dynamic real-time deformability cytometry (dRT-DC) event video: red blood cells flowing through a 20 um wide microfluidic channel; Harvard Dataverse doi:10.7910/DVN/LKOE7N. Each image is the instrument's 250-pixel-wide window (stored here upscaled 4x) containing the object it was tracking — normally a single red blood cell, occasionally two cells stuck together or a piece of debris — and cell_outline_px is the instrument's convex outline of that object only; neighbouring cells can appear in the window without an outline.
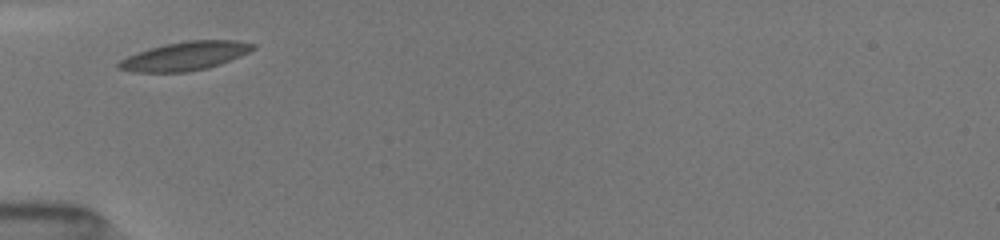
{"species": "common noctule bat (a hibernating species)", "species_latin": "Nyctalus noctula", "temperature_condition": "room temperature", "stored_images_in_passage": 23, "camera_frame_rate_fps": 3000, "um_per_image_px": 0.085, "animal": {"sex": "female", "body_mass_g": 19.5, "forearm_length_mm": 54.1}, "frame": {"image": 1, "passage_image": 1, "time_ms": 0.0, "image_size_px": [1000, 240], "cell_outline_px": [[256, 48], [240, 56], [220, 64], [208, 68], [188, 72], [132, 72], [116, 68], [116, 64], [120, 60], [128, 56], [164, 44], [188, 40], [236, 40], [256, 44]], "centroid_in_image_um": [15.74, 4.77], "position_along_channel_um": 69.3, "area_um2": 22.37}}
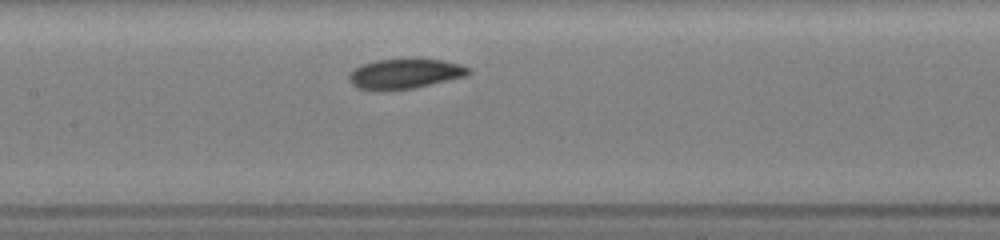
{"frame": {"image": 2, "passage_image": 6, "time_ms": 2.667, "image_size_px": [1000, 240], "cell_outline_px": [[472, 72], [468, 76], [416, 88], [384, 92], [380, 92], [356, 88], [348, 80], [348, 76], [360, 64], [376, 60], [416, 56], [444, 60], [460, 64], [472, 68]], "centroid_in_image_um": [34.45, 6.25], "position_along_channel_um": 172.9, "area_um2": 22.25}}
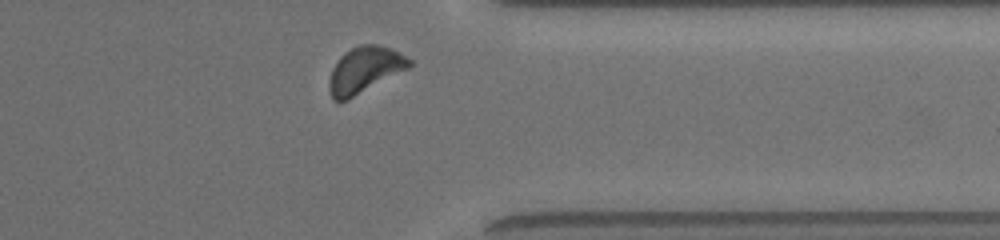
{"frame": {"image": 3, "passage_image": 21, "time_ms": 8.0, "image_size_px": [1000, 240], "cell_outline_px": [[412, 64], [408, 68], [348, 100], [332, 100], [328, 88], [328, 80], [332, 68], [340, 56], [352, 48], [360, 44], [376, 44], [388, 48], [412, 60]], "centroid_in_image_um": [30.95, 5.95], "position_along_channel_um": 380.5, "area_um2": 21.27}, "authors_computed_cell_mechanics": {"area_um2": 21.097, "velocity_mm_per_s": 3.9573, "shape_relaxation_time_tau1_ms": 1.4478, "shape_relaxation_time_tau2_ms": null, "deformation_change_tau1": 0.0898, "deformation_change_tau2": null}}